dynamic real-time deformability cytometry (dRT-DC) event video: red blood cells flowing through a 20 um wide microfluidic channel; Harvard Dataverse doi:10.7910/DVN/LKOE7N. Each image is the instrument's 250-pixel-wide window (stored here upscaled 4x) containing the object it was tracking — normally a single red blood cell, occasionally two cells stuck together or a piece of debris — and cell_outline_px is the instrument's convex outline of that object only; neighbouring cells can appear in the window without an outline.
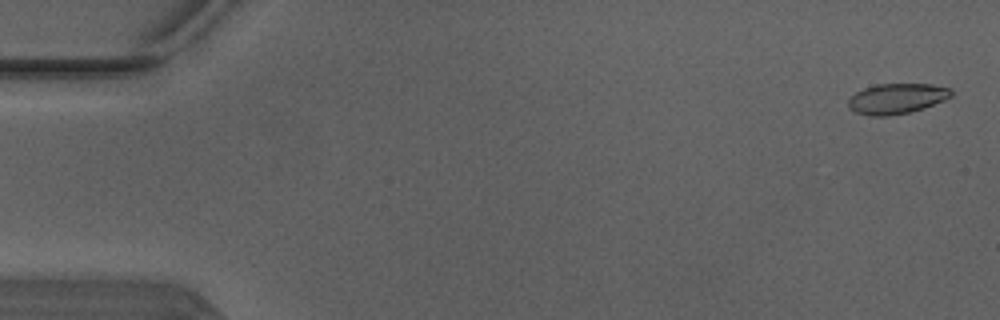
{"species": "Egyptian fruit bat (a non-hibernating species)", "species_latin": "Rousettus aegyptiacus", "temperature_condition": "warm", "stored_images_in_passage": 5, "camera_frame_rate_fps": 3000, "um_per_image_px": 0.085, "animal": {"sex": "male"}, "frame": {"image": 1, "passage_image": 1, "time_ms": 0.0, "image_size_px": [1000, 320], "cell_outline_px": [[952, 96], [944, 100], [924, 108], [912, 112], [888, 116], [868, 116], [856, 112], [848, 108], [848, 100], [856, 92], [864, 88], [876, 84], [932, 84], [952, 88]], "centroid_in_image_um": [76.23, 8.38], "position_along_channel_um": 8.8, "area_um2": 18.38}}
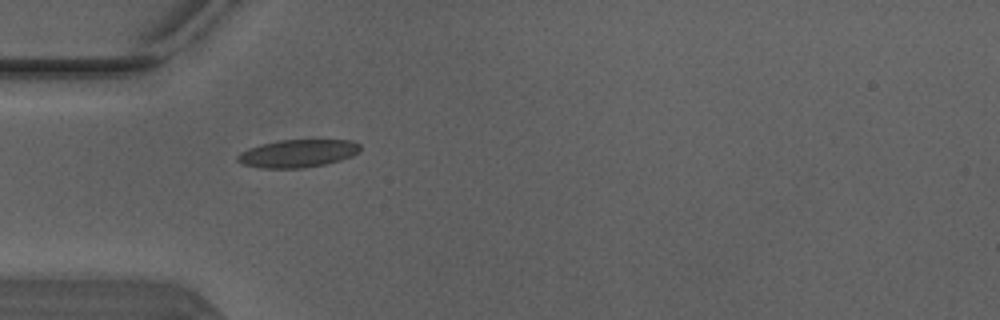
{"frame": {"image": 2, "passage_image": 4, "time_ms": 1.0, "image_size_px": [1000, 320], "cell_outline_px": [[360, 152], [352, 156], [340, 160], [324, 164], [300, 168], [260, 168], [240, 164], [236, 160], [236, 156], [240, 152], [248, 148], [260, 144], [280, 140], [352, 140], [360, 144]], "centroid_in_image_um": [25.27, 13.04], "position_along_channel_um": 59.7, "area_um2": 20.0}}
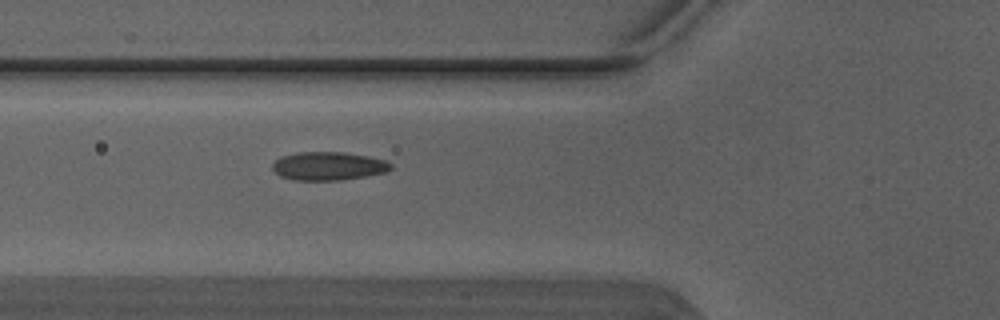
{"frame": {"image": 3, "passage_image": 5, "time_ms": 1.333, "image_size_px": [1000, 320], "cell_outline_px": [[392, 168], [388, 172], [340, 180], [296, 180], [280, 176], [272, 168], [272, 164], [280, 156], [296, 152], [344, 152], [368, 156], [388, 160], [392, 164]], "centroid_in_image_um": [27.94, 14.1], "position_along_channel_um": 97.9, "area_um2": 19.71}}